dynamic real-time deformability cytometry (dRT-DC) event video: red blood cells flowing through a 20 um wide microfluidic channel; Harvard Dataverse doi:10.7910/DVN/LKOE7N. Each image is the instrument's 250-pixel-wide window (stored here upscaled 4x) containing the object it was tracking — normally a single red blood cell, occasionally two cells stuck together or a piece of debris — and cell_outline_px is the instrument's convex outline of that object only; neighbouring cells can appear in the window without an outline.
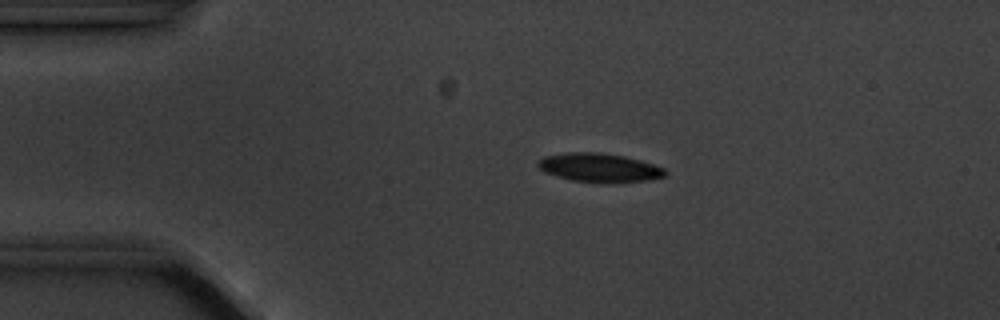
{"species": "common noctule bat (a hibernating species)", "species_latin": "Nyctalus noctula", "temperature_condition": "cold", "stored_images_in_passage": 4, "camera_frame_rate_fps": 3000, "um_per_image_px": 0.085, "animal": {"sex": "male", "body_mass_g": 20.1, "forearm_length_mm": 53.5}, "frame": {"image": 1, "passage_image": 3, "time_ms": 2.333, "image_size_px": [1000, 320], "cell_outline_px": [[668, 172], [664, 176], [648, 180], [572, 180], [544, 172], [536, 164], [536, 160], [544, 156], [564, 152], [600, 152], [624, 156], [640, 160], [664, 168]], "centroid_in_image_um": [50.87, 14.19], "position_along_channel_um": 34.1, "area_um2": 20.52}}